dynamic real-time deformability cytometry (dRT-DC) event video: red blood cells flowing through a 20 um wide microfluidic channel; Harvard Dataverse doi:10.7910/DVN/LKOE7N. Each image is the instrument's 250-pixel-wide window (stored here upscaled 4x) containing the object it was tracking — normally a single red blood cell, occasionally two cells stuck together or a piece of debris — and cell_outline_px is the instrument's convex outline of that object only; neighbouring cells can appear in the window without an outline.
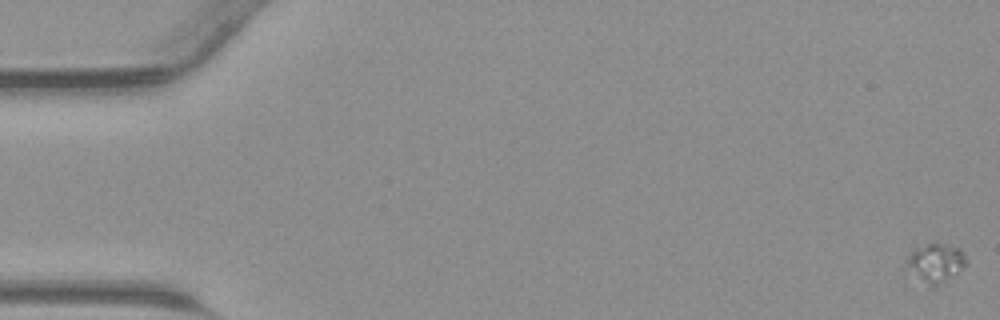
{"species": "common noctule bat (a hibernating species)", "species_latin": "Nyctalus noctula", "temperature_condition": "warm", "stored_images_in_passage": 47, "camera_frame_rate_fps": 3000, "um_per_image_px": 0.085, "animal": {"sex": "male", "body_mass_g": 23.1, "forearm_length_mm": 52.7}, "frame": {"image": 1, "passage_image": 1, "time_ms": 0.0, "image_size_px": [1000, 320], "cell_outline_px": [[968, 264], [964, 268], [944, 280], [936, 284], [932, 284], [900, 268], [904, 260], [916, 248], [936, 240], [960, 248], [968, 260]], "centroid_in_image_um": [79.49, 22.25], "position_along_channel_um": 5.5, "area_um2": 13.7}}
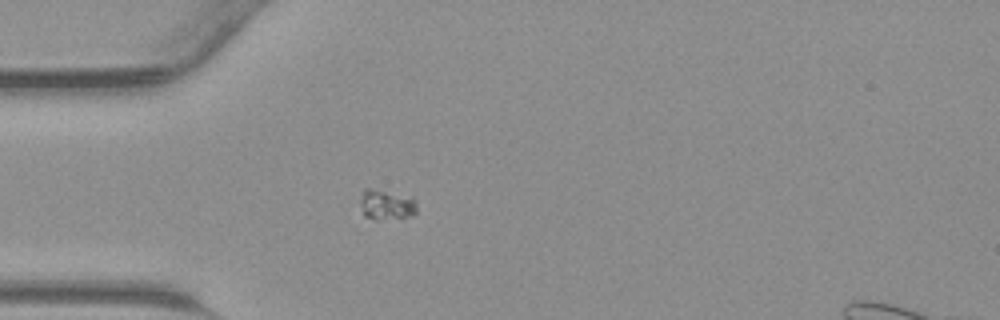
{"frame": {"image": 2, "passage_image": 14, "time_ms": 4.333, "image_size_px": [1000, 320], "cell_outline_px": [[416, 212], [412, 216], [404, 220], [376, 220], [364, 216], [360, 204], [360, 200], [364, 188], [368, 188], [412, 196], [416, 200]], "centroid_in_image_um": [32.89, 17.44], "position_along_channel_um": 52.1, "area_um2": 10.46}}
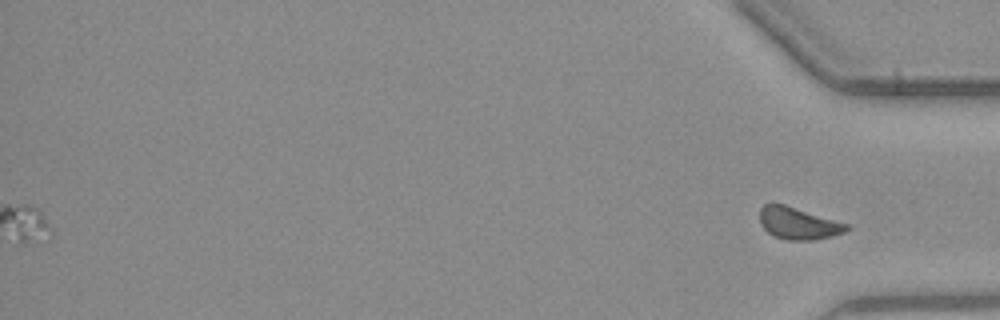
{"frame": {"image": 3, "passage_image": 47, "time_ms": 15.333, "image_size_px": [1000, 320], "cell_outline_px": [[852, 228], [844, 232], [832, 236], [812, 240], [788, 240], [772, 236], [760, 224], [760, 208], [764, 204], [784, 204], [848, 224]], "centroid_in_image_um": [67.85, 18.99], "position_along_channel_um": 367.4, "area_um2": 16.13}}